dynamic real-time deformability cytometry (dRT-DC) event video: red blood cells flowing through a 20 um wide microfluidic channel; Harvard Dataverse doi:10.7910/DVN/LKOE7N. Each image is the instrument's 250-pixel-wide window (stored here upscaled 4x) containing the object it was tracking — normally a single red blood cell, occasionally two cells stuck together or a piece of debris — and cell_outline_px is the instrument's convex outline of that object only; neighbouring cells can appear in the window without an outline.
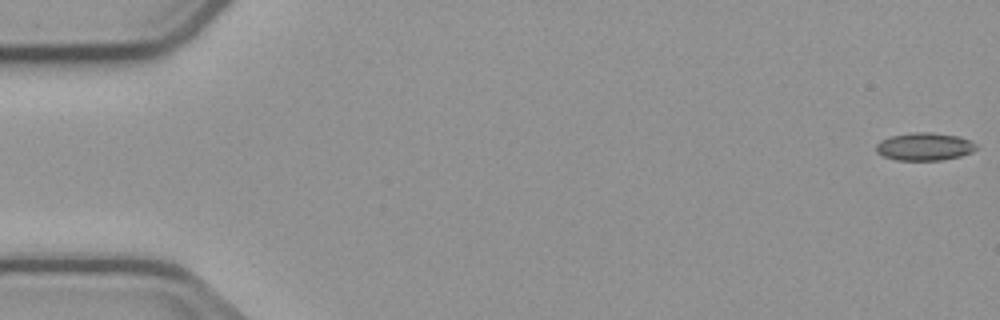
{"species": "common noctule bat (a hibernating species)", "species_latin": "Nyctalus noctula", "temperature_condition": "cold", "stored_images_in_passage": 5, "camera_frame_rate_fps": 3000, "um_per_image_px": 0.085, "animal": {"sex": "male", "body_mass_g": 23.1, "forearm_length_mm": 52.7}, "frame": {"image": 1, "passage_image": 1, "time_ms": 0.0, "image_size_px": [1000, 320], "cell_outline_px": [[980, 148], [972, 152], [960, 156], [940, 160], [896, 160], [884, 156], [876, 152], [876, 144], [880, 140], [888, 136], [912, 132], [932, 132], [960, 136], [972, 140]], "centroid_in_image_um": [78.6, 12.44], "position_along_channel_um": 6.4, "area_um2": 16.53}}
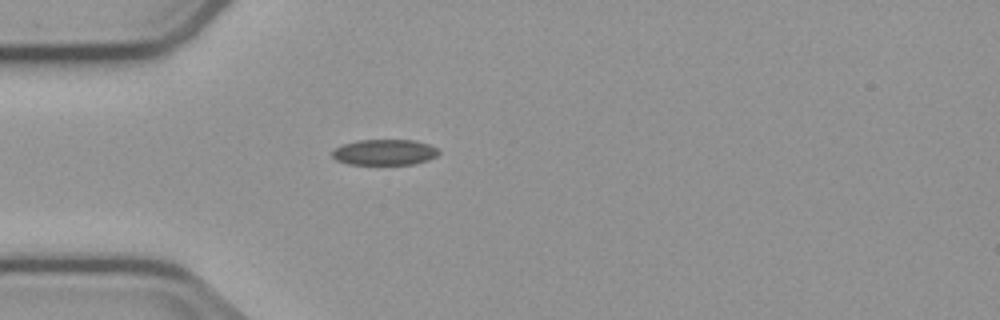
{"frame": {"image": 2, "passage_image": 5, "time_ms": 5.0, "image_size_px": [1000, 320], "cell_outline_px": [[440, 152], [436, 156], [428, 160], [412, 164], [348, 164], [336, 160], [332, 156], [332, 152], [336, 148], [344, 144], [356, 140], [416, 140], [428, 144], [436, 148]], "centroid_in_image_um": [32.69, 12.94], "position_along_channel_um": 52.3, "area_um2": 15.9}}